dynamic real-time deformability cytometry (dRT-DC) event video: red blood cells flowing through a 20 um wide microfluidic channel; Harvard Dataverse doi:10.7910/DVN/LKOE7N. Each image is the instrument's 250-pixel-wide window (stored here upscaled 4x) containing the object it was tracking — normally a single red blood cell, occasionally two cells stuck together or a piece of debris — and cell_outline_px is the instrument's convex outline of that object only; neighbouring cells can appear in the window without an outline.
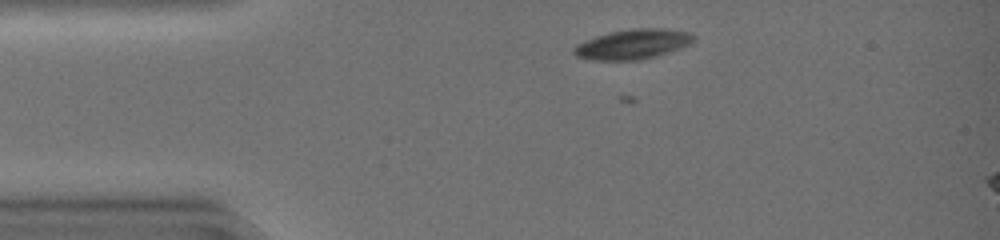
{"species": "common noctule bat (a hibernating species)", "species_latin": "Nyctalus noctula", "temperature_condition": "warm", "stored_images_in_passage": 7, "camera_frame_rate_fps": 3000, "um_per_image_px": 0.085, "animal": {"sex": "female", "body_mass_g": 19.0, "forearm_length_mm": 51.5}, "frame": {"image": 1, "passage_image": 3, "time_ms": 0.667, "image_size_px": [1000, 240], "cell_outline_px": [[696, 36], [688, 44], [680, 48], [656, 56], [636, 60], [592, 60], [576, 56], [572, 52], [572, 48], [576, 44], [584, 40], [596, 36], [612, 32], [632, 28], [668, 28], [692, 32]], "centroid_in_image_um": [53.78, 3.74], "position_along_channel_um": 31.2, "area_um2": 20.92}}